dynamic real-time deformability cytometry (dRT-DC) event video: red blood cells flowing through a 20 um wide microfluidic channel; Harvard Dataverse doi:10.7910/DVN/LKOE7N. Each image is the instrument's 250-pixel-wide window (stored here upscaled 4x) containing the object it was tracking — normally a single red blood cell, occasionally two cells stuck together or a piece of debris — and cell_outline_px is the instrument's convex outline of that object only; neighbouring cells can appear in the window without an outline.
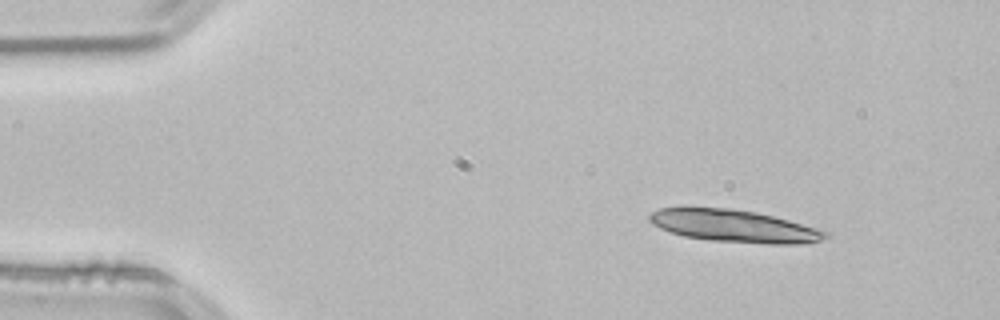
{"species": "common noctule bat (a hibernating species)", "species_latin": "Nyctalus noctula", "temperature_condition": "room temperature", "stored_images_in_passage": 19, "camera_frame_rate_fps": 3000, "um_per_image_px": 0.085, "animal": {"sex": "male", "body_mass_g": 21.5, "forearm_length_mm": 52.0}, "frame": {"image": 1, "passage_image": 1, "time_ms": 0.0, "image_size_px": [1000, 320], "cell_outline_px": [[828, 236], [820, 240], [800, 244], [768, 244], [708, 240], [684, 236], [668, 232], [652, 224], [648, 220], [648, 216], [652, 212], [660, 208], [680, 204], [684, 204], [728, 208], [756, 212], [788, 220], [816, 228], [828, 232]], "centroid_in_image_um": [62.25, 19.17], "position_along_channel_um": 22.8, "area_um2": 33.99}}
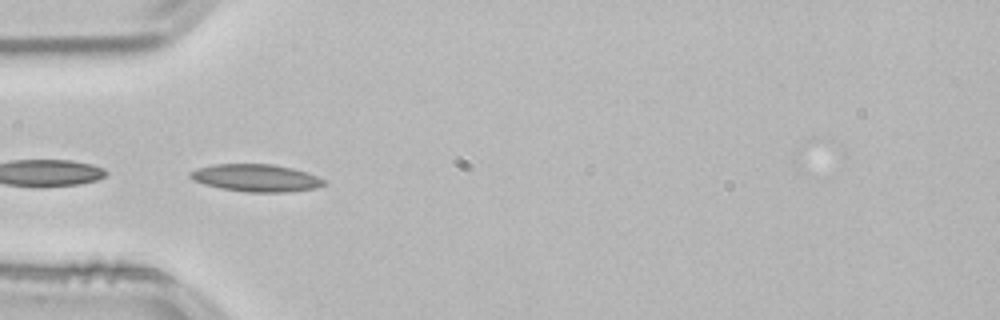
{"frame": {"image": 2, "passage_image": 11, "time_ms": 3.333, "image_size_px": [1000, 320], "cell_outline_px": [[324, 184], [316, 188], [284, 192], [248, 192], [220, 188], [204, 184], [192, 180], [188, 176], [188, 172], [196, 168], [212, 164], [272, 164], [292, 168], [308, 172], [324, 180]], "centroid_in_image_um": [21.7, 15.11], "position_along_channel_um": 63.3, "area_um2": 21.39}}